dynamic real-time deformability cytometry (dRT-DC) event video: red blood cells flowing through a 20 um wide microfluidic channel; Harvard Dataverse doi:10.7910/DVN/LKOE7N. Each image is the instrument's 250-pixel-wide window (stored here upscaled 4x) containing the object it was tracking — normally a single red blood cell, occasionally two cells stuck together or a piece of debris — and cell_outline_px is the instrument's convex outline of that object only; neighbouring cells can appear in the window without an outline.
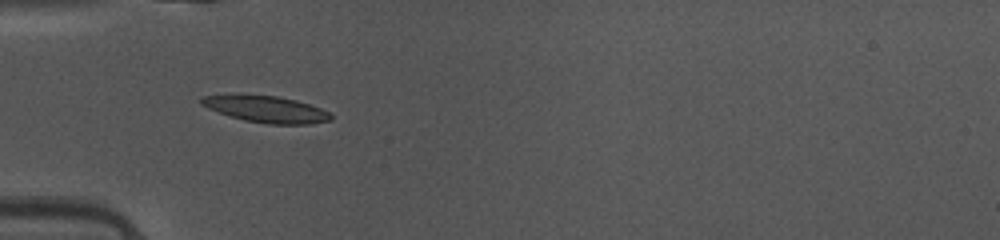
{"species": "common noctule bat (a hibernating species)", "species_latin": "Nyctalus noctula", "temperature_condition": "warm", "stored_images_in_passage": 35, "camera_frame_rate_fps": 3000, "um_per_image_px": 0.085, "animal": {"sex": "female", "body_mass_g": 10.0, "forearm_length_mm": 53.1}, "frame": {"image": 1, "passage_image": 3, "time_ms": 0.667, "image_size_px": [1000, 240], "cell_outline_px": [[332, 120], [308, 124], [268, 124], [244, 120], [208, 108], [200, 104], [200, 96], [276, 96], [296, 100], [320, 108], [328, 112], [332, 116]], "centroid_in_image_um": [22.67, 9.3], "position_along_channel_um": 62.3, "area_um2": 19.36}}
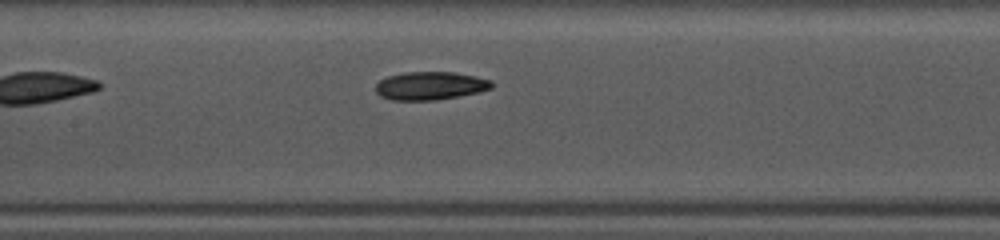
{"frame": {"image": 2, "passage_image": 11, "time_ms": 3.333, "image_size_px": [1000, 240], "cell_outline_px": [[492, 88], [480, 92], [460, 96], [436, 100], [392, 100], [380, 96], [376, 92], [376, 84], [380, 80], [388, 76], [404, 72], [456, 72], [476, 76], [492, 80]], "centroid_in_image_um": [36.59, 7.29], "position_along_channel_um": 170.8, "area_um2": 19.19}}
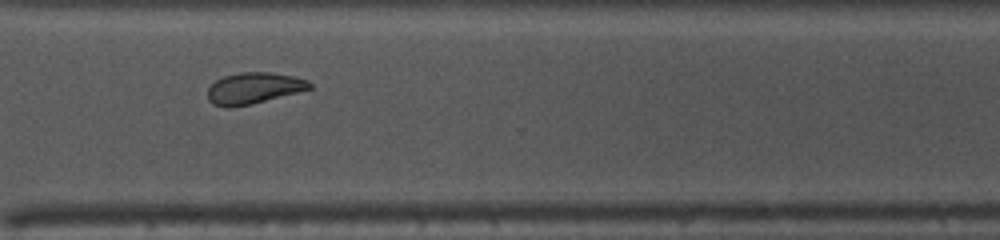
{"frame": {"image": 3, "passage_image": 24, "time_ms": 7.667, "image_size_px": [1000, 240], "cell_outline_px": [[312, 88], [232, 108], [224, 108], [212, 104], [208, 100], [208, 88], [216, 80], [224, 76], [240, 72], [268, 72], [292, 76], [308, 80], [312, 84]], "centroid_in_image_um": [21.51, 7.49], "position_along_channel_um": 349.1, "area_um2": 18.32}, "authors_computed_cell_mechanics": {"area_um2": 19.363, "velocity_mm_per_s": 4.1223, "shape_relaxation_time_tau1_ms": 2.7835, "shape_relaxation_time_tau2_ms": null, "deformation_change_tau1": 0.1252, "deformation_change_tau2": null}}